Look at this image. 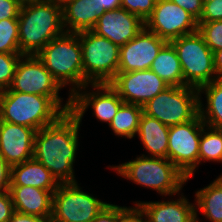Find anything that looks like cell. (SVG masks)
Returning a JSON list of instances; mask_svg holds the SVG:
<instances>
[{"mask_svg":"<svg viewBox=\"0 0 222 222\" xmlns=\"http://www.w3.org/2000/svg\"><path fill=\"white\" fill-rule=\"evenodd\" d=\"M128 104L143 106L169 85L152 70L118 72L108 83Z\"/></svg>","mask_w":222,"mask_h":222,"instance_id":"14","label":"cell"},{"mask_svg":"<svg viewBox=\"0 0 222 222\" xmlns=\"http://www.w3.org/2000/svg\"><path fill=\"white\" fill-rule=\"evenodd\" d=\"M33 186L10 185L14 210L23 214L52 217L53 193Z\"/></svg>","mask_w":222,"mask_h":222,"instance_id":"19","label":"cell"},{"mask_svg":"<svg viewBox=\"0 0 222 222\" xmlns=\"http://www.w3.org/2000/svg\"><path fill=\"white\" fill-rule=\"evenodd\" d=\"M92 222H117V205L110 202Z\"/></svg>","mask_w":222,"mask_h":222,"instance_id":"38","label":"cell"},{"mask_svg":"<svg viewBox=\"0 0 222 222\" xmlns=\"http://www.w3.org/2000/svg\"><path fill=\"white\" fill-rule=\"evenodd\" d=\"M21 5L16 0H0V21L18 18Z\"/></svg>","mask_w":222,"mask_h":222,"instance_id":"35","label":"cell"},{"mask_svg":"<svg viewBox=\"0 0 222 222\" xmlns=\"http://www.w3.org/2000/svg\"><path fill=\"white\" fill-rule=\"evenodd\" d=\"M37 130L0 121V155L12 167L33 158Z\"/></svg>","mask_w":222,"mask_h":222,"instance_id":"17","label":"cell"},{"mask_svg":"<svg viewBox=\"0 0 222 222\" xmlns=\"http://www.w3.org/2000/svg\"><path fill=\"white\" fill-rule=\"evenodd\" d=\"M99 7L104 11L121 8V0H98Z\"/></svg>","mask_w":222,"mask_h":222,"instance_id":"41","label":"cell"},{"mask_svg":"<svg viewBox=\"0 0 222 222\" xmlns=\"http://www.w3.org/2000/svg\"><path fill=\"white\" fill-rule=\"evenodd\" d=\"M14 211L10 191L0 192V222H8Z\"/></svg>","mask_w":222,"mask_h":222,"instance_id":"34","label":"cell"},{"mask_svg":"<svg viewBox=\"0 0 222 222\" xmlns=\"http://www.w3.org/2000/svg\"><path fill=\"white\" fill-rule=\"evenodd\" d=\"M207 161L222 163V131L204 124L200 137L198 166Z\"/></svg>","mask_w":222,"mask_h":222,"instance_id":"27","label":"cell"},{"mask_svg":"<svg viewBox=\"0 0 222 222\" xmlns=\"http://www.w3.org/2000/svg\"><path fill=\"white\" fill-rule=\"evenodd\" d=\"M104 12L98 0H71L62 8L64 30L73 33L91 30Z\"/></svg>","mask_w":222,"mask_h":222,"instance_id":"20","label":"cell"},{"mask_svg":"<svg viewBox=\"0 0 222 222\" xmlns=\"http://www.w3.org/2000/svg\"><path fill=\"white\" fill-rule=\"evenodd\" d=\"M152 70L169 86H183V71L178 54L171 42H167L151 64Z\"/></svg>","mask_w":222,"mask_h":222,"instance_id":"25","label":"cell"},{"mask_svg":"<svg viewBox=\"0 0 222 222\" xmlns=\"http://www.w3.org/2000/svg\"><path fill=\"white\" fill-rule=\"evenodd\" d=\"M143 113L171 127L193 120L199 114L198 89L169 86L143 106Z\"/></svg>","mask_w":222,"mask_h":222,"instance_id":"6","label":"cell"},{"mask_svg":"<svg viewBox=\"0 0 222 222\" xmlns=\"http://www.w3.org/2000/svg\"><path fill=\"white\" fill-rule=\"evenodd\" d=\"M68 97L91 84L83 75L82 47L77 33L64 32L51 40L37 55Z\"/></svg>","mask_w":222,"mask_h":222,"instance_id":"2","label":"cell"},{"mask_svg":"<svg viewBox=\"0 0 222 222\" xmlns=\"http://www.w3.org/2000/svg\"><path fill=\"white\" fill-rule=\"evenodd\" d=\"M204 122L199 114L191 121L169 128L168 159L189 179L198 168L200 137Z\"/></svg>","mask_w":222,"mask_h":222,"instance_id":"11","label":"cell"},{"mask_svg":"<svg viewBox=\"0 0 222 222\" xmlns=\"http://www.w3.org/2000/svg\"><path fill=\"white\" fill-rule=\"evenodd\" d=\"M21 6L26 4L35 3L42 0H16Z\"/></svg>","mask_w":222,"mask_h":222,"instance_id":"43","label":"cell"},{"mask_svg":"<svg viewBox=\"0 0 222 222\" xmlns=\"http://www.w3.org/2000/svg\"><path fill=\"white\" fill-rule=\"evenodd\" d=\"M183 71V86L199 88L216 79L213 52L203 36L195 33L171 41Z\"/></svg>","mask_w":222,"mask_h":222,"instance_id":"8","label":"cell"},{"mask_svg":"<svg viewBox=\"0 0 222 222\" xmlns=\"http://www.w3.org/2000/svg\"><path fill=\"white\" fill-rule=\"evenodd\" d=\"M0 53L21 54L18 18L0 21Z\"/></svg>","mask_w":222,"mask_h":222,"instance_id":"28","label":"cell"},{"mask_svg":"<svg viewBox=\"0 0 222 222\" xmlns=\"http://www.w3.org/2000/svg\"><path fill=\"white\" fill-rule=\"evenodd\" d=\"M109 203L82 190L80 184H59L53 193L50 222H92Z\"/></svg>","mask_w":222,"mask_h":222,"instance_id":"10","label":"cell"},{"mask_svg":"<svg viewBox=\"0 0 222 222\" xmlns=\"http://www.w3.org/2000/svg\"><path fill=\"white\" fill-rule=\"evenodd\" d=\"M199 116L206 126L220 128L222 126V79H215L198 88ZM204 94V95H202ZM206 105L203 103V97ZM205 105V106H204Z\"/></svg>","mask_w":222,"mask_h":222,"instance_id":"24","label":"cell"},{"mask_svg":"<svg viewBox=\"0 0 222 222\" xmlns=\"http://www.w3.org/2000/svg\"><path fill=\"white\" fill-rule=\"evenodd\" d=\"M18 25L22 55H37L51 40L65 32L62 8L44 0L22 5Z\"/></svg>","mask_w":222,"mask_h":222,"instance_id":"4","label":"cell"},{"mask_svg":"<svg viewBox=\"0 0 222 222\" xmlns=\"http://www.w3.org/2000/svg\"><path fill=\"white\" fill-rule=\"evenodd\" d=\"M216 79H222V49L213 52Z\"/></svg>","mask_w":222,"mask_h":222,"instance_id":"40","label":"cell"},{"mask_svg":"<svg viewBox=\"0 0 222 222\" xmlns=\"http://www.w3.org/2000/svg\"><path fill=\"white\" fill-rule=\"evenodd\" d=\"M10 185L33 186L55 191L59 183L41 162L31 158L11 167Z\"/></svg>","mask_w":222,"mask_h":222,"instance_id":"22","label":"cell"},{"mask_svg":"<svg viewBox=\"0 0 222 222\" xmlns=\"http://www.w3.org/2000/svg\"><path fill=\"white\" fill-rule=\"evenodd\" d=\"M124 179L155 190L163 196H176L182 192L188 178L167 158L139 155L119 165L110 166Z\"/></svg>","mask_w":222,"mask_h":222,"instance_id":"3","label":"cell"},{"mask_svg":"<svg viewBox=\"0 0 222 222\" xmlns=\"http://www.w3.org/2000/svg\"><path fill=\"white\" fill-rule=\"evenodd\" d=\"M169 128L156 118L143 113L136 136L140 139L148 155H141L168 159Z\"/></svg>","mask_w":222,"mask_h":222,"instance_id":"21","label":"cell"},{"mask_svg":"<svg viewBox=\"0 0 222 222\" xmlns=\"http://www.w3.org/2000/svg\"><path fill=\"white\" fill-rule=\"evenodd\" d=\"M82 123L72 111L36 132L33 158L41 162L59 184L76 183L74 163Z\"/></svg>","mask_w":222,"mask_h":222,"instance_id":"1","label":"cell"},{"mask_svg":"<svg viewBox=\"0 0 222 222\" xmlns=\"http://www.w3.org/2000/svg\"><path fill=\"white\" fill-rule=\"evenodd\" d=\"M156 0H121V8L137 15L145 22L153 13Z\"/></svg>","mask_w":222,"mask_h":222,"instance_id":"31","label":"cell"},{"mask_svg":"<svg viewBox=\"0 0 222 222\" xmlns=\"http://www.w3.org/2000/svg\"><path fill=\"white\" fill-rule=\"evenodd\" d=\"M117 222H146V219L137 204L131 207L117 205Z\"/></svg>","mask_w":222,"mask_h":222,"instance_id":"32","label":"cell"},{"mask_svg":"<svg viewBox=\"0 0 222 222\" xmlns=\"http://www.w3.org/2000/svg\"><path fill=\"white\" fill-rule=\"evenodd\" d=\"M222 20V0L203 3V11L197 22H211Z\"/></svg>","mask_w":222,"mask_h":222,"instance_id":"33","label":"cell"},{"mask_svg":"<svg viewBox=\"0 0 222 222\" xmlns=\"http://www.w3.org/2000/svg\"><path fill=\"white\" fill-rule=\"evenodd\" d=\"M8 222H50L45 217L23 214L14 211Z\"/></svg>","mask_w":222,"mask_h":222,"instance_id":"39","label":"cell"},{"mask_svg":"<svg viewBox=\"0 0 222 222\" xmlns=\"http://www.w3.org/2000/svg\"><path fill=\"white\" fill-rule=\"evenodd\" d=\"M144 26L145 22L137 15L118 8L105 11L99 16L91 31L121 47L133 39Z\"/></svg>","mask_w":222,"mask_h":222,"instance_id":"16","label":"cell"},{"mask_svg":"<svg viewBox=\"0 0 222 222\" xmlns=\"http://www.w3.org/2000/svg\"><path fill=\"white\" fill-rule=\"evenodd\" d=\"M11 166L0 155V192L10 191Z\"/></svg>","mask_w":222,"mask_h":222,"instance_id":"37","label":"cell"},{"mask_svg":"<svg viewBox=\"0 0 222 222\" xmlns=\"http://www.w3.org/2000/svg\"><path fill=\"white\" fill-rule=\"evenodd\" d=\"M48 3L60 6L61 8H63L69 1L71 0H44Z\"/></svg>","mask_w":222,"mask_h":222,"instance_id":"42","label":"cell"},{"mask_svg":"<svg viewBox=\"0 0 222 222\" xmlns=\"http://www.w3.org/2000/svg\"><path fill=\"white\" fill-rule=\"evenodd\" d=\"M22 54L0 53V92L10 88Z\"/></svg>","mask_w":222,"mask_h":222,"instance_id":"30","label":"cell"},{"mask_svg":"<svg viewBox=\"0 0 222 222\" xmlns=\"http://www.w3.org/2000/svg\"><path fill=\"white\" fill-rule=\"evenodd\" d=\"M184 193L169 201H135L143 211L146 222H196L195 201L191 203ZM180 195V196H179Z\"/></svg>","mask_w":222,"mask_h":222,"instance_id":"18","label":"cell"},{"mask_svg":"<svg viewBox=\"0 0 222 222\" xmlns=\"http://www.w3.org/2000/svg\"><path fill=\"white\" fill-rule=\"evenodd\" d=\"M77 34L82 47L84 77L91 84L109 83L118 73L120 47L91 30Z\"/></svg>","mask_w":222,"mask_h":222,"instance_id":"7","label":"cell"},{"mask_svg":"<svg viewBox=\"0 0 222 222\" xmlns=\"http://www.w3.org/2000/svg\"><path fill=\"white\" fill-rule=\"evenodd\" d=\"M196 222L199 220V211L203 218L210 222H222V174L209 185L195 192Z\"/></svg>","mask_w":222,"mask_h":222,"instance_id":"23","label":"cell"},{"mask_svg":"<svg viewBox=\"0 0 222 222\" xmlns=\"http://www.w3.org/2000/svg\"><path fill=\"white\" fill-rule=\"evenodd\" d=\"M61 89L63 88L36 55H22L17 63L10 88L4 91L47 96L52 98L65 112H69L71 111V97L64 101L59 94Z\"/></svg>","mask_w":222,"mask_h":222,"instance_id":"9","label":"cell"},{"mask_svg":"<svg viewBox=\"0 0 222 222\" xmlns=\"http://www.w3.org/2000/svg\"><path fill=\"white\" fill-rule=\"evenodd\" d=\"M167 43L145 26L128 43L120 47L118 72L150 69L151 64Z\"/></svg>","mask_w":222,"mask_h":222,"instance_id":"15","label":"cell"},{"mask_svg":"<svg viewBox=\"0 0 222 222\" xmlns=\"http://www.w3.org/2000/svg\"><path fill=\"white\" fill-rule=\"evenodd\" d=\"M66 113L52 98L14 91L0 92V121L36 129L56 122Z\"/></svg>","mask_w":222,"mask_h":222,"instance_id":"5","label":"cell"},{"mask_svg":"<svg viewBox=\"0 0 222 222\" xmlns=\"http://www.w3.org/2000/svg\"><path fill=\"white\" fill-rule=\"evenodd\" d=\"M198 32L212 52L222 49V20L197 22Z\"/></svg>","mask_w":222,"mask_h":222,"instance_id":"29","label":"cell"},{"mask_svg":"<svg viewBox=\"0 0 222 222\" xmlns=\"http://www.w3.org/2000/svg\"><path fill=\"white\" fill-rule=\"evenodd\" d=\"M210 1H213V0H202L203 3L210 2Z\"/></svg>","mask_w":222,"mask_h":222,"instance_id":"44","label":"cell"},{"mask_svg":"<svg viewBox=\"0 0 222 222\" xmlns=\"http://www.w3.org/2000/svg\"><path fill=\"white\" fill-rule=\"evenodd\" d=\"M142 114L141 105L123 103L108 126L117 137L133 139L136 137Z\"/></svg>","mask_w":222,"mask_h":222,"instance_id":"26","label":"cell"},{"mask_svg":"<svg viewBox=\"0 0 222 222\" xmlns=\"http://www.w3.org/2000/svg\"><path fill=\"white\" fill-rule=\"evenodd\" d=\"M190 13L197 21L203 11L202 0H170Z\"/></svg>","mask_w":222,"mask_h":222,"instance_id":"36","label":"cell"},{"mask_svg":"<svg viewBox=\"0 0 222 222\" xmlns=\"http://www.w3.org/2000/svg\"><path fill=\"white\" fill-rule=\"evenodd\" d=\"M145 27L167 42L198 31L197 20L170 0H156Z\"/></svg>","mask_w":222,"mask_h":222,"instance_id":"12","label":"cell"},{"mask_svg":"<svg viewBox=\"0 0 222 222\" xmlns=\"http://www.w3.org/2000/svg\"><path fill=\"white\" fill-rule=\"evenodd\" d=\"M123 103L108 83L88 84L71 97V111L82 122L86 110L91 107L95 118L109 125Z\"/></svg>","mask_w":222,"mask_h":222,"instance_id":"13","label":"cell"}]
</instances>
